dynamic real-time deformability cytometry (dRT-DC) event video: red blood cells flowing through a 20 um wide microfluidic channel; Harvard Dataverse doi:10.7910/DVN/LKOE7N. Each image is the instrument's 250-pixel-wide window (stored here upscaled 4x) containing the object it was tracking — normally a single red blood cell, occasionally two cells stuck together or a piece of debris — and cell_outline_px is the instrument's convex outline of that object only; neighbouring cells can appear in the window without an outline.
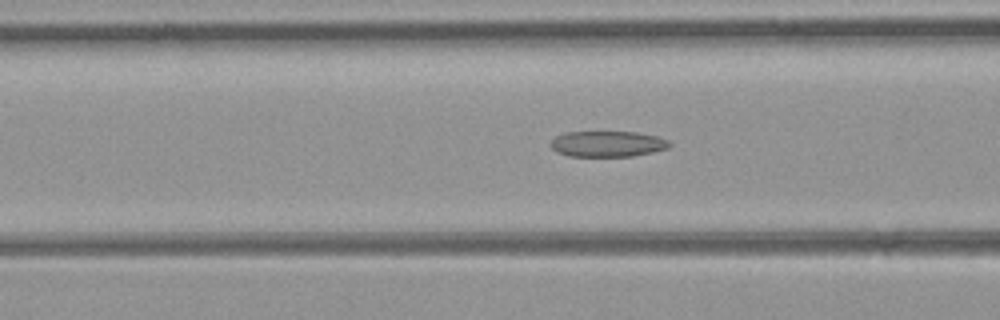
{"species": "common noctule bat (a hibernating species)", "species_latin": "Nyctalus noctula", "temperature_condition": "room temperature", "stored_images_in_passage": 45, "camera_frame_rate_fps": 3000, "um_per_image_px": 0.085, "animal": {"sex": "female", "body_mass_g": 21.9}, "frame": {"image": 1, "passage_image": 12, "time_ms": 3.667, "image_size_px": [1000, 320], "cell_outline_px": [[672, 144], [668, 148], [652, 152], [632, 156], [568, 156], [556, 152], [552, 148], [552, 140], [556, 136], [564, 132], [636, 132], [656, 136], [668, 140]], "centroid_in_image_um": [51.64, 12.23], "position_along_channel_um": 115.0, "area_um2": 17.8}}
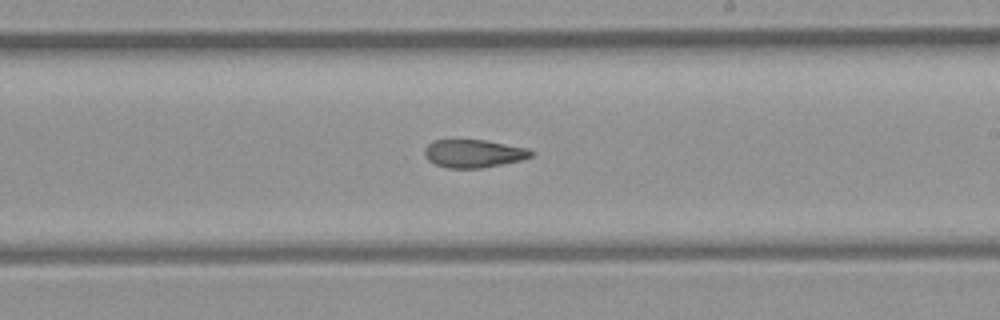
{"frame": {"image": 2, "passage_image": 22, "time_ms": 7.0, "image_size_px": [1000, 320], "cell_outline_px": [[532, 156], [520, 160], [480, 168], [448, 168], [436, 164], [428, 160], [424, 156], [424, 148], [432, 140], [484, 140], [528, 148], [532, 152]], "centroid_in_image_um": [40.21, 13.04], "position_along_channel_um": 248.8, "area_um2": 17.22}}
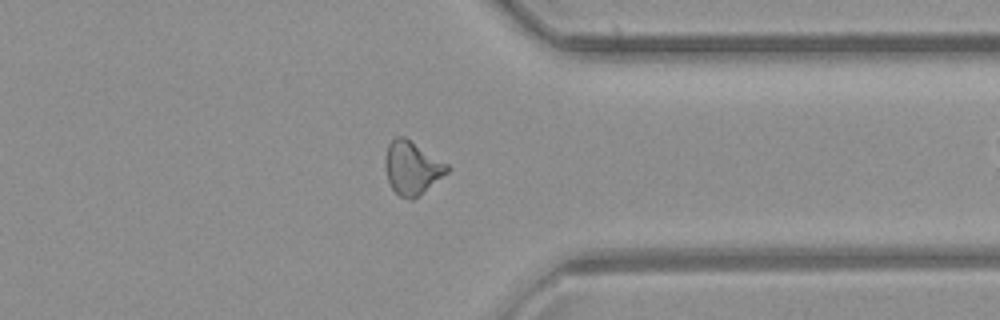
{"frame": {"image": 3, "passage_image": 32, "time_ms": 10.333, "image_size_px": [1000, 320], "cell_outline_px": [[452, 168], [448, 172], [412, 200], [408, 200], [400, 196], [392, 188], [388, 180], [384, 164], [384, 160], [388, 144], [396, 136], [404, 136], [448, 164]], "centroid_in_image_um": [35.01, 14.25], "position_along_channel_um": 376.4, "area_um2": 19.07}, "authors_computed_cell_mechanics": {"area_um2": 18.785, "velocity_mm_per_s": 3.998, "shape_relaxation_time_tau1_ms": null, "shape_relaxation_time_tau2_ms": 5.0704, "deformation_change_tau1": null, "deformation_change_tau2": 0.1366}}